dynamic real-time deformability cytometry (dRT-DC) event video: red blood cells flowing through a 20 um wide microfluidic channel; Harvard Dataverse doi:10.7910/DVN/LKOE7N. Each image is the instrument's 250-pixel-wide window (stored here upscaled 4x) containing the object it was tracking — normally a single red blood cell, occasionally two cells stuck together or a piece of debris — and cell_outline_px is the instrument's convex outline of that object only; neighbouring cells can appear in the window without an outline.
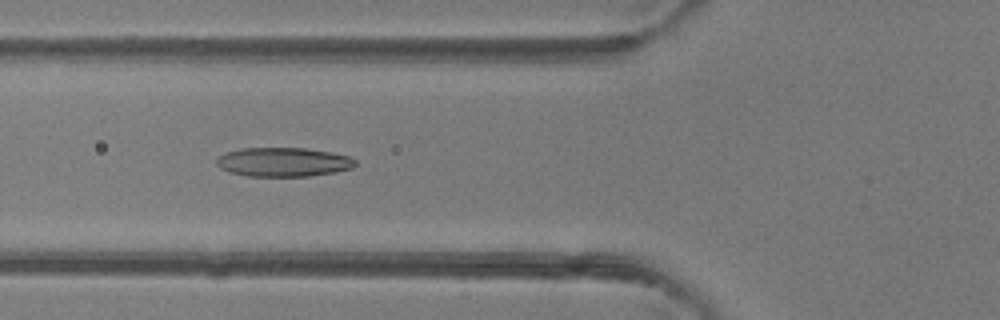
{"species": "common noctule bat (a hibernating species)", "species_latin": "Nyctalus noctula", "temperature_condition": "room temperature", "stored_images_in_passage": 48, "camera_frame_rate_fps": 3000, "um_per_image_px": 0.085, "animal": {"sex": "female"}, "frame": {"image": 1, "passage_image": 18, "time_ms": 5.667, "image_size_px": [1000, 320], "cell_outline_px": [[356, 164], [352, 168], [336, 172], [308, 176], [248, 176], [228, 172], [220, 168], [216, 164], [216, 160], [224, 152], [244, 148], [304, 148], [332, 152], [352, 156], [356, 160]], "centroid_in_image_um": [24.1, 13.77], "position_along_channel_um": 101.7, "area_um2": 23.7}}
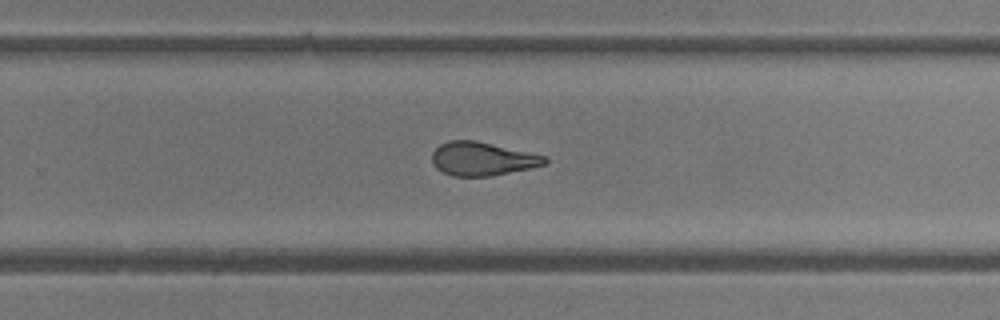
{"frame": {"image": 2, "passage_image": 31, "time_ms": 10.0, "image_size_px": [1000, 320], "cell_outline_px": [[548, 160], [544, 164], [532, 168], [492, 176], [452, 176], [436, 168], [432, 164], [432, 152], [440, 144], [448, 140], [476, 140], [548, 156]], "centroid_in_image_um": [41.0, 13.49], "position_along_channel_um": 288.8, "area_um2": 22.25}}
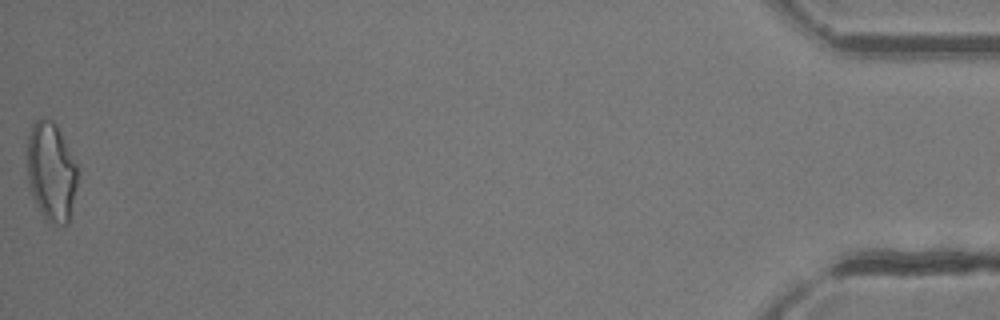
{"frame": {"image": 3, "passage_image": 48, "time_ms": 15.667, "image_size_px": [1000, 320], "cell_outline_px": [[76, 184], [68, 224], [56, 224], [44, 220], [32, 196], [28, 180], [28, 136], [32, 124], [40, 116], [52, 120], [56, 124], [76, 164]], "centroid_in_image_um": [4.32, 14.59], "position_along_channel_um": 430.9, "area_um2": 28.67}, "authors_computed_cell_mechanics": {"area_um2": 23.8425, "velocity_mm_per_s": 4.3057, "shape_relaxation_time_tau1_ms": 8.6432, "shape_relaxation_time_tau2_ms": 1.6069, "deformation_change_tau1": 0.2502, "deformation_change_tau2": 0.0962}}